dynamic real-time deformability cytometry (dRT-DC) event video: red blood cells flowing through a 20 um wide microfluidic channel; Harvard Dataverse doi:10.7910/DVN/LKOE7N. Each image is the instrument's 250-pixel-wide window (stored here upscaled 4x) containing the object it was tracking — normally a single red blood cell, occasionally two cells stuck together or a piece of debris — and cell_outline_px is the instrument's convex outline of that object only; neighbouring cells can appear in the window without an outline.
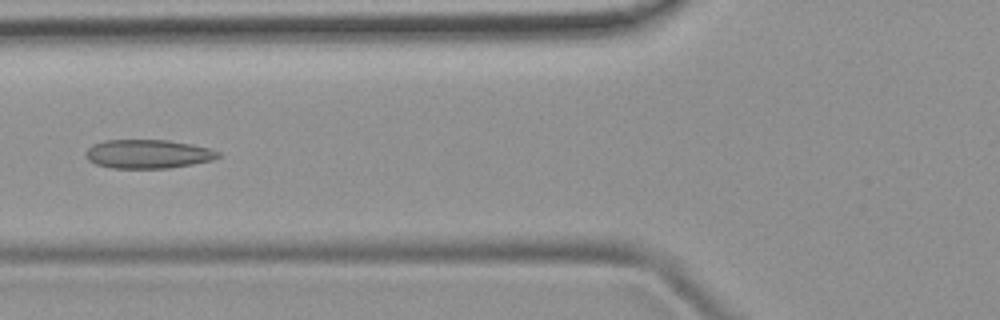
{"species": "common noctule bat (a hibernating species)", "species_latin": "Nyctalus noctula", "temperature_condition": "room temperature", "stored_images_in_passage": 5, "camera_frame_rate_fps": 3000, "um_per_image_px": 0.085, "animal": {"sex": "female", "body_mass_g": 19.9}, "frame": {"image": 1, "passage_image": 5, "time_ms": 4.667, "image_size_px": [1000, 320], "cell_outline_px": [[220, 156], [212, 160], [192, 164], [168, 168], [112, 168], [96, 164], [88, 160], [88, 148], [92, 144], [104, 140], [168, 140], [192, 144], [208, 148], [220, 152]], "centroid_in_image_um": [12.59, 13.08], "position_along_channel_um": 113.2, "area_um2": 22.08}}